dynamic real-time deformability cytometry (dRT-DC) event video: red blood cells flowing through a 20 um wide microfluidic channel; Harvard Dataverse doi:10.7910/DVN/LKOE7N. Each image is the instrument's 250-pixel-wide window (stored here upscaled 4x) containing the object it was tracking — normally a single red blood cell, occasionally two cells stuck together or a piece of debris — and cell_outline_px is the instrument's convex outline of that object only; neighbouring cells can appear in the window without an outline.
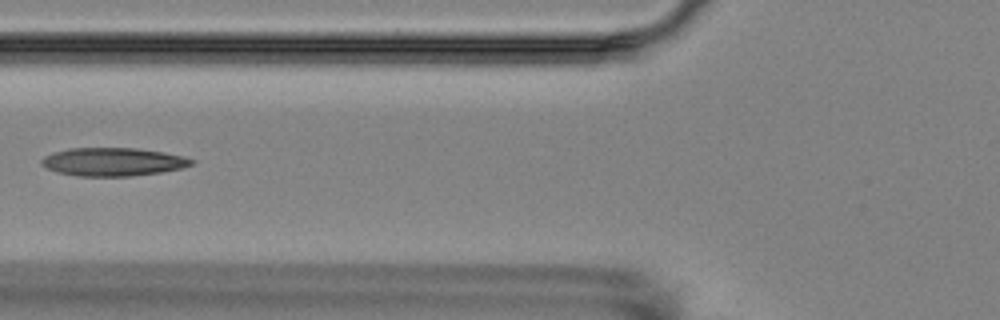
{"species": "Egyptian fruit bat (a non-hibernating species)", "species_latin": "Rousettus aegyptiacus", "temperature_condition": "room temperature", "stored_images_in_passage": 6, "camera_frame_rate_fps": 3000, "um_per_image_px": 0.085, "animal": {"sex": "female"}, "frame": {"image": 1, "passage_image": 6, "time_ms": 5.667, "image_size_px": [1000, 320], "cell_outline_px": [[196, 160], [192, 164], [184, 168], [160, 172], [128, 176], [80, 176], [56, 172], [40, 164], [40, 160], [44, 156], [68, 148], [136, 148], [164, 152], [184, 156]], "centroid_in_image_um": [9.62, 13.75], "position_along_channel_um": 116.2, "area_um2": 24.68}}